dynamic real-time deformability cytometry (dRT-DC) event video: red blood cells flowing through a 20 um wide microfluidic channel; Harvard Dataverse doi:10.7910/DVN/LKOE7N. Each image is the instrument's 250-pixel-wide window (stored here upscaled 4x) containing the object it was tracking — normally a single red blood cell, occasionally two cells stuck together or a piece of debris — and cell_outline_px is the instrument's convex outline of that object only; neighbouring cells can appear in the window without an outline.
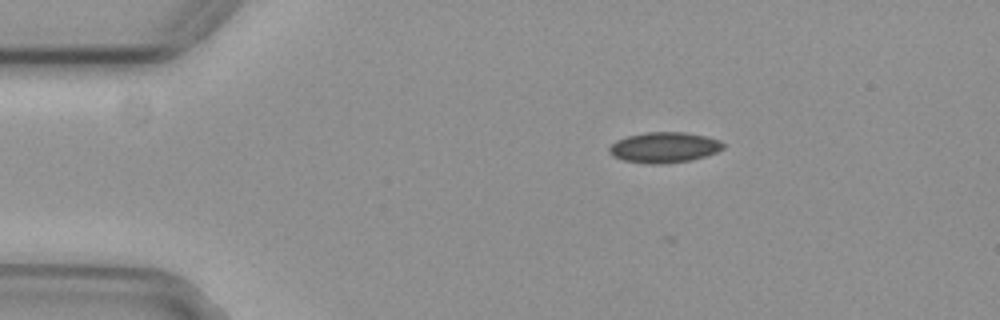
{"species": "common noctule bat (a hibernating species)", "species_latin": "Nyctalus noctula", "temperature_condition": "cold", "stored_images_in_passage": 42, "camera_frame_rate_fps": 3000, "um_per_image_px": 0.085, "animal": {"sex": "female", "body_mass_g": 29.2, "forearm_length_mm": 56.3}, "frame": {"image": 1, "passage_image": 1, "time_ms": 0.0, "image_size_px": [1000, 320], "cell_outline_px": [[724, 148], [716, 152], [704, 156], [688, 160], [664, 164], [648, 164], [624, 160], [612, 156], [608, 152], [608, 148], [616, 140], [628, 136], [648, 132], [684, 132], [708, 136], [720, 140], [724, 144]], "centroid_in_image_um": [56.45, 12.53], "position_along_channel_um": 28.6, "area_um2": 20.29}}
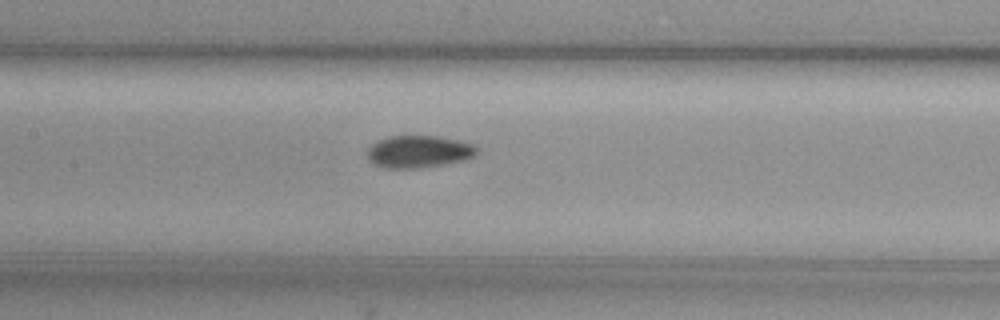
{"frame": {"image": 2, "passage_image": 17, "time_ms": 5.333, "image_size_px": [1000, 320], "cell_outline_px": [[476, 156], [464, 160], [416, 168], [384, 168], [376, 164], [368, 156], [368, 148], [376, 140], [388, 136], [436, 136], [460, 140], [472, 144], [476, 148]], "centroid_in_image_um": [35.59, 12.87], "position_along_channel_um": 171.8, "area_um2": 20.35}}
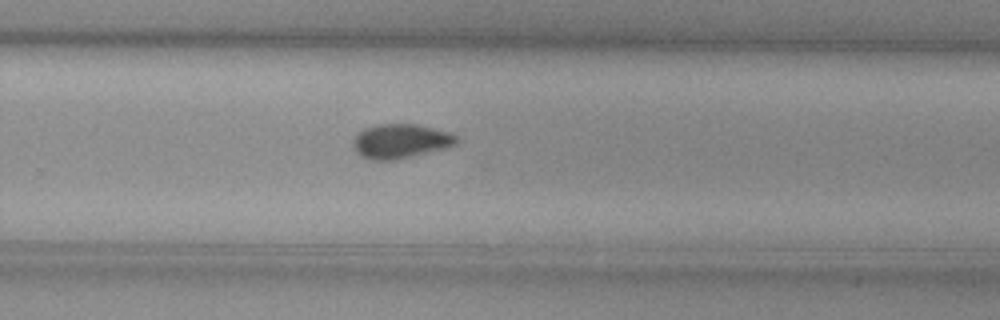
{"frame": {"image": 3, "passage_image": 27, "time_ms": 8.667, "image_size_px": [1000, 320], "cell_outline_px": [[460, 140], [456, 144], [448, 148], [396, 160], [368, 160], [360, 156], [356, 152], [352, 144], [352, 140], [356, 132], [364, 128], [376, 124], [416, 124], [452, 132]], "centroid_in_image_um": [34.04, 12.0], "position_along_channel_um": 295.8, "area_um2": 21.27}, "authors_computed_cell_mechanics": {"area_um2": 20.3167, "velocity_mm_per_s": 3.7338, "shape_relaxation_time_tau1_ms": 7.293, "shape_relaxation_time_tau2_ms": null, "deformation_change_tau1": 0.1257, "deformation_change_tau2": null}}